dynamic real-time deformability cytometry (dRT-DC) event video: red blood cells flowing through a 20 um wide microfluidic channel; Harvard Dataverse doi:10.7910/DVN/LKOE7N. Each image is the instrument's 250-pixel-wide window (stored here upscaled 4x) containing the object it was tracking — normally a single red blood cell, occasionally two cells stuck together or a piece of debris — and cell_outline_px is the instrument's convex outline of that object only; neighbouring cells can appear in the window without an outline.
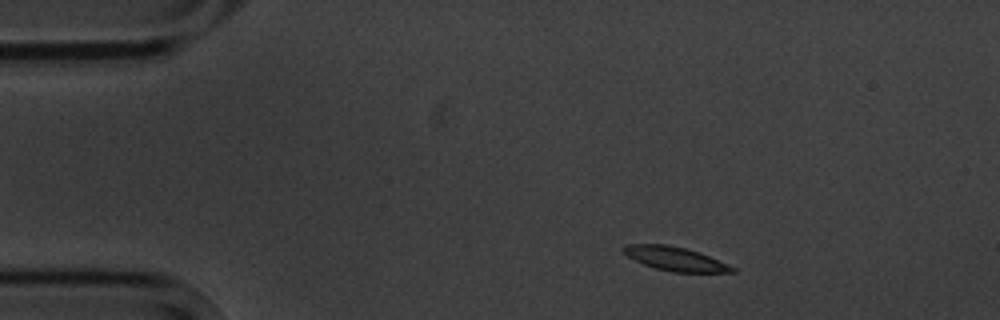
{"species": "common noctule bat (a hibernating species)", "species_latin": "Nyctalus noctula", "temperature_condition": "cold", "stored_images_in_passage": 3, "camera_frame_rate_fps": 3000, "um_per_image_px": 0.085, "animal": {"sex": "male", "body_mass_g": 20.1, "forearm_length_mm": 53.5}, "frame": {"image": 1, "passage_image": 1, "time_ms": 0.0, "image_size_px": [1000, 320], "cell_outline_px": [[736, 272], [672, 272], [656, 268], [644, 264], [628, 256], [620, 248], [628, 244], [668, 244], [700, 252], [728, 264], [736, 268]], "centroid_in_image_um": [57.41, 21.99], "position_along_channel_um": 27.6, "area_um2": 15.03}}